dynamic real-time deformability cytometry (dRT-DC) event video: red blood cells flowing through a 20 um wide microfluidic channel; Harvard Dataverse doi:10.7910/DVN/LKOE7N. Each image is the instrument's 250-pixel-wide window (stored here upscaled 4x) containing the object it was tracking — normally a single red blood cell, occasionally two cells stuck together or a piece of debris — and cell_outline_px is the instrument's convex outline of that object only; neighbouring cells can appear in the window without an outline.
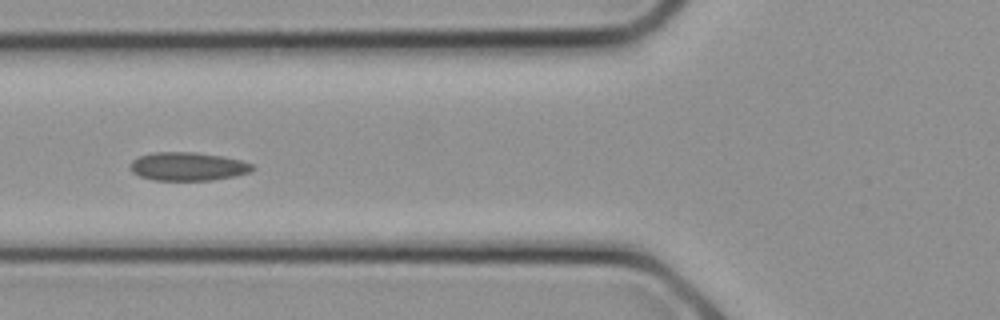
{"species": "common noctule bat (a hibernating species)", "species_latin": "Nyctalus noctula", "temperature_condition": "cold", "stored_images_in_passage": 10, "camera_frame_rate_fps": 3000, "um_per_image_px": 0.085, "animal": {"sex": "female", "body_mass_g": 21.9}, "frame": {"image": 1, "passage_image": 9, "time_ms": 2.667, "image_size_px": [1000, 320], "cell_outline_px": [[256, 168], [248, 172], [236, 176], [212, 180], [152, 180], [140, 176], [132, 172], [128, 168], [128, 164], [132, 160], [140, 156], [152, 152], [196, 152], [224, 156], [240, 160], [252, 164]], "centroid_in_image_um": [15.94, 14.14], "position_along_channel_um": 109.9, "area_um2": 20.46}}